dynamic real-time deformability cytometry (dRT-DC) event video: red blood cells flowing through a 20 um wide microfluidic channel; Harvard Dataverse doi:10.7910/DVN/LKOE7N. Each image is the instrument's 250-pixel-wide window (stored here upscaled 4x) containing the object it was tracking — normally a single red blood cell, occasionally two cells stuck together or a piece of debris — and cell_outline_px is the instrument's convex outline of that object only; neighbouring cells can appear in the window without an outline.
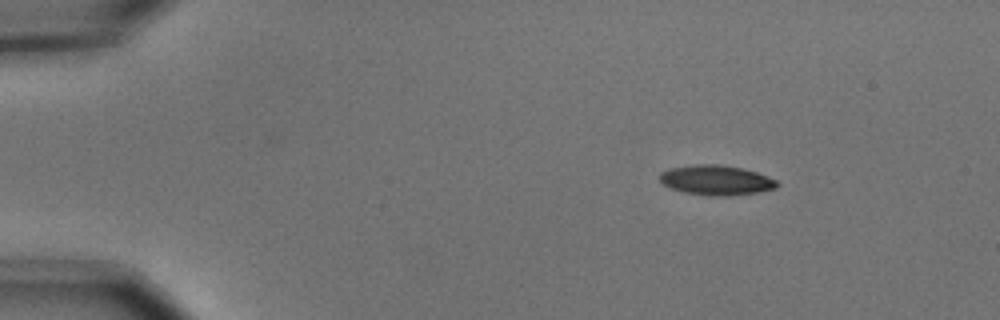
{"species": "common noctule bat (a hibernating species)", "species_latin": "Nyctalus noctula", "temperature_condition": "cold", "stored_images_in_passage": 4, "camera_frame_rate_fps": 3000, "um_per_image_px": 0.085, "animal": {"sex": "male", "body_mass_g": 15.6}, "frame": {"image": 1, "passage_image": 1, "time_ms": 0.0, "image_size_px": [1000, 320], "cell_outline_px": [[780, 184], [776, 188], [756, 192], [728, 196], [708, 196], [684, 192], [672, 188], [664, 184], [660, 180], [660, 172], [668, 168], [696, 164], [720, 164], [744, 168], [756, 172], [776, 180]], "centroid_in_image_um": [60.87, 15.3], "position_along_channel_um": 24.1, "area_um2": 20.46}}
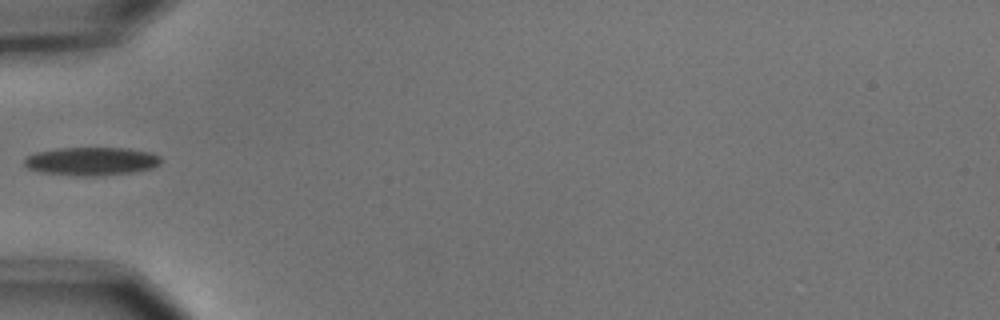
{"frame": {"image": 2, "passage_image": 4, "time_ms": 1.0, "image_size_px": [1000, 320], "cell_outline_px": [[160, 164], [152, 168], [132, 172], [96, 176], [84, 176], [44, 172], [28, 168], [24, 164], [24, 160], [28, 156], [36, 152], [60, 148], [128, 148], [148, 152], [160, 156]], "centroid_in_image_um": [7.79, 13.7], "position_along_channel_um": 77.2, "area_um2": 22.2}}